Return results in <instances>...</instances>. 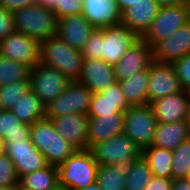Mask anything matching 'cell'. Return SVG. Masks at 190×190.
I'll return each instance as SVG.
<instances>
[{
    "mask_svg": "<svg viewBox=\"0 0 190 190\" xmlns=\"http://www.w3.org/2000/svg\"><path fill=\"white\" fill-rule=\"evenodd\" d=\"M54 190H71L69 188H66V187H61V186H58L56 189Z\"/></svg>",
    "mask_w": 190,
    "mask_h": 190,
    "instance_id": "obj_49",
    "label": "cell"
},
{
    "mask_svg": "<svg viewBox=\"0 0 190 190\" xmlns=\"http://www.w3.org/2000/svg\"><path fill=\"white\" fill-rule=\"evenodd\" d=\"M0 190H17V185L0 186Z\"/></svg>",
    "mask_w": 190,
    "mask_h": 190,
    "instance_id": "obj_47",
    "label": "cell"
},
{
    "mask_svg": "<svg viewBox=\"0 0 190 190\" xmlns=\"http://www.w3.org/2000/svg\"><path fill=\"white\" fill-rule=\"evenodd\" d=\"M159 9L160 6L155 0H139L122 13L121 24L141 38L149 29Z\"/></svg>",
    "mask_w": 190,
    "mask_h": 190,
    "instance_id": "obj_22",
    "label": "cell"
},
{
    "mask_svg": "<svg viewBox=\"0 0 190 190\" xmlns=\"http://www.w3.org/2000/svg\"><path fill=\"white\" fill-rule=\"evenodd\" d=\"M157 124L150 104L131 106L125 111L124 133L141 150L151 146Z\"/></svg>",
    "mask_w": 190,
    "mask_h": 190,
    "instance_id": "obj_9",
    "label": "cell"
},
{
    "mask_svg": "<svg viewBox=\"0 0 190 190\" xmlns=\"http://www.w3.org/2000/svg\"><path fill=\"white\" fill-rule=\"evenodd\" d=\"M125 112L101 117H89L87 149L108 140L115 135L124 133Z\"/></svg>",
    "mask_w": 190,
    "mask_h": 190,
    "instance_id": "obj_23",
    "label": "cell"
},
{
    "mask_svg": "<svg viewBox=\"0 0 190 190\" xmlns=\"http://www.w3.org/2000/svg\"><path fill=\"white\" fill-rule=\"evenodd\" d=\"M152 177L151 169L147 161L141 155L129 165L125 190H145Z\"/></svg>",
    "mask_w": 190,
    "mask_h": 190,
    "instance_id": "obj_31",
    "label": "cell"
},
{
    "mask_svg": "<svg viewBox=\"0 0 190 190\" xmlns=\"http://www.w3.org/2000/svg\"><path fill=\"white\" fill-rule=\"evenodd\" d=\"M79 82L93 93H98L116 83L114 68L102 59H84Z\"/></svg>",
    "mask_w": 190,
    "mask_h": 190,
    "instance_id": "obj_21",
    "label": "cell"
},
{
    "mask_svg": "<svg viewBox=\"0 0 190 190\" xmlns=\"http://www.w3.org/2000/svg\"><path fill=\"white\" fill-rule=\"evenodd\" d=\"M19 183L31 190H54L59 186L58 168L48 164L22 176Z\"/></svg>",
    "mask_w": 190,
    "mask_h": 190,
    "instance_id": "obj_28",
    "label": "cell"
},
{
    "mask_svg": "<svg viewBox=\"0 0 190 190\" xmlns=\"http://www.w3.org/2000/svg\"><path fill=\"white\" fill-rule=\"evenodd\" d=\"M30 79L15 81L0 87V109L11 110L24 94L30 90Z\"/></svg>",
    "mask_w": 190,
    "mask_h": 190,
    "instance_id": "obj_33",
    "label": "cell"
},
{
    "mask_svg": "<svg viewBox=\"0 0 190 190\" xmlns=\"http://www.w3.org/2000/svg\"><path fill=\"white\" fill-rule=\"evenodd\" d=\"M5 146H6V143H5L4 138L0 136V155L5 153Z\"/></svg>",
    "mask_w": 190,
    "mask_h": 190,
    "instance_id": "obj_46",
    "label": "cell"
},
{
    "mask_svg": "<svg viewBox=\"0 0 190 190\" xmlns=\"http://www.w3.org/2000/svg\"><path fill=\"white\" fill-rule=\"evenodd\" d=\"M57 132L77 150H86L89 117L83 114H69L51 119Z\"/></svg>",
    "mask_w": 190,
    "mask_h": 190,
    "instance_id": "obj_17",
    "label": "cell"
},
{
    "mask_svg": "<svg viewBox=\"0 0 190 190\" xmlns=\"http://www.w3.org/2000/svg\"><path fill=\"white\" fill-rule=\"evenodd\" d=\"M31 68L0 55V87L15 81L29 80Z\"/></svg>",
    "mask_w": 190,
    "mask_h": 190,
    "instance_id": "obj_32",
    "label": "cell"
},
{
    "mask_svg": "<svg viewBox=\"0 0 190 190\" xmlns=\"http://www.w3.org/2000/svg\"><path fill=\"white\" fill-rule=\"evenodd\" d=\"M30 138L49 165L62 164L77 150L57 132L51 119L46 117L30 125Z\"/></svg>",
    "mask_w": 190,
    "mask_h": 190,
    "instance_id": "obj_3",
    "label": "cell"
},
{
    "mask_svg": "<svg viewBox=\"0 0 190 190\" xmlns=\"http://www.w3.org/2000/svg\"><path fill=\"white\" fill-rule=\"evenodd\" d=\"M98 166L89 149L76 150L57 166L59 186L80 190L93 185L96 182Z\"/></svg>",
    "mask_w": 190,
    "mask_h": 190,
    "instance_id": "obj_5",
    "label": "cell"
},
{
    "mask_svg": "<svg viewBox=\"0 0 190 190\" xmlns=\"http://www.w3.org/2000/svg\"><path fill=\"white\" fill-rule=\"evenodd\" d=\"M17 190H31V189H28L24 186H22L20 183L17 185Z\"/></svg>",
    "mask_w": 190,
    "mask_h": 190,
    "instance_id": "obj_48",
    "label": "cell"
},
{
    "mask_svg": "<svg viewBox=\"0 0 190 190\" xmlns=\"http://www.w3.org/2000/svg\"><path fill=\"white\" fill-rule=\"evenodd\" d=\"M94 30L95 28L82 14L58 19L57 35L79 51L83 49Z\"/></svg>",
    "mask_w": 190,
    "mask_h": 190,
    "instance_id": "obj_18",
    "label": "cell"
},
{
    "mask_svg": "<svg viewBox=\"0 0 190 190\" xmlns=\"http://www.w3.org/2000/svg\"><path fill=\"white\" fill-rule=\"evenodd\" d=\"M129 107L117 81L103 91L93 93L87 115L88 117L107 116L125 112Z\"/></svg>",
    "mask_w": 190,
    "mask_h": 190,
    "instance_id": "obj_19",
    "label": "cell"
},
{
    "mask_svg": "<svg viewBox=\"0 0 190 190\" xmlns=\"http://www.w3.org/2000/svg\"><path fill=\"white\" fill-rule=\"evenodd\" d=\"M15 31L37 40L39 43L57 35L58 18L45 5L35 3L12 12Z\"/></svg>",
    "mask_w": 190,
    "mask_h": 190,
    "instance_id": "obj_2",
    "label": "cell"
},
{
    "mask_svg": "<svg viewBox=\"0 0 190 190\" xmlns=\"http://www.w3.org/2000/svg\"><path fill=\"white\" fill-rule=\"evenodd\" d=\"M10 111L23 123L29 125L45 117V106L31 89L20 98Z\"/></svg>",
    "mask_w": 190,
    "mask_h": 190,
    "instance_id": "obj_26",
    "label": "cell"
},
{
    "mask_svg": "<svg viewBox=\"0 0 190 190\" xmlns=\"http://www.w3.org/2000/svg\"><path fill=\"white\" fill-rule=\"evenodd\" d=\"M20 178L13 161L5 153L0 155V186L18 185Z\"/></svg>",
    "mask_w": 190,
    "mask_h": 190,
    "instance_id": "obj_35",
    "label": "cell"
},
{
    "mask_svg": "<svg viewBox=\"0 0 190 190\" xmlns=\"http://www.w3.org/2000/svg\"><path fill=\"white\" fill-rule=\"evenodd\" d=\"M183 90L190 91V54L172 63Z\"/></svg>",
    "mask_w": 190,
    "mask_h": 190,
    "instance_id": "obj_37",
    "label": "cell"
},
{
    "mask_svg": "<svg viewBox=\"0 0 190 190\" xmlns=\"http://www.w3.org/2000/svg\"><path fill=\"white\" fill-rule=\"evenodd\" d=\"M190 21V5L160 7L149 29L141 37L153 49L160 41Z\"/></svg>",
    "mask_w": 190,
    "mask_h": 190,
    "instance_id": "obj_7",
    "label": "cell"
},
{
    "mask_svg": "<svg viewBox=\"0 0 190 190\" xmlns=\"http://www.w3.org/2000/svg\"><path fill=\"white\" fill-rule=\"evenodd\" d=\"M155 1L159 4L160 7L188 3V0H155Z\"/></svg>",
    "mask_w": 190,
    "mask_h": 190,
    "instance_id": "obj_42",
    "label": "cell"
},
{
    "mask_svg": "<svg viewBox=\"0 0 190 190\" xmlns=\"http://www.w3.org/2000/svg\"><path fill=\"white\" fill-rule=\"evenodd\" d=\"M187 179L190 181V169L188 171Z\"/></svg>",
    "mask_w": 190,
    "mask_h": 190,
    "instance_id": "obj_51",
    "label": "cell"
},
{
    "mask_svg": "<svg viewBox=\"0 0 190 190\" xmlns=\"http://www.w3.org/2000/svg\"><path fill=\"white\" fill-rule=\"evenodd\" d=\"M173 179L153 176L145 190H172Z\"/></svg>",
    "mask_w": 190,
    "mask_h": 190,
    "instance_id": "obj_39",
    "label": "cell"
},
{
    "mask_svg": "<svg viewBox=\"0 0 190 190\" xmlns=\"http://www.w3.org/2000/svg\"><path fill=\"white\" fill-rule=\"evenodd\" d=\"M80 190H102V189L97 184V182H95L93 185H89L85 189H80Z\"/></svg>",
    "mask_w": 190,
    "mask_h": 190,
    "instance_id": "obj_45",
    "label": "cell"
},
{
    "mask_svg": "<svg viewBox=\"0 0 190 190\" xmlns=\"http://www.w3.org/2000/svg\"><path fill=\"white\" fill-rule=\"evenodd\" d=\"M82 15L95 29L115 26L122 20L116 0H83Z\"/></svg>",
    "mask_w": 190,
    "mask_h": 190,
    "instance_id": "obj_20",
    "label": "cell"
},
{
    "mask_svg": "<svg viewBox=\"0 0 190 190\" xmlns=\"http://www.w3.org/2000/svg\"><path fill=\"white\" fill-rule=\"evenodd\" d=\"M148 104L158 98L183 91L172 63L153 61L148 69Z\"/></svg>",
    "mask_w": 190,
    "mask_h": 190,
    "instance_id": "obj_12",
    "label": "cell"
},
{
    "mask_svg": "<svg viewBox=\"0 0 190 190\" xmlns=\"http://www.w3.org/2000/svg\"><path fill=\"white\" fill-rule=\"evenodd\" d=\"M37 3L45 5L47 8L53 11V0H35Z\"/></svg>",
    "mask_w": 190,
    "mask_h": 190,
    "instance_id": "obj_44",
    "label": "cell"
},
{
    "mask_svg": "<svg viewBox=\"0 0 190 190\" xmlns=\"http://www.w3.org/2000/svg\"><path fill=\"white\" fill-rule=\"evenodd\" d=\"M40 62L58 69L70 81L80 78L84 57L58 35L40 43Z\"/></svg>",
    "mask_w": 190,
    "mask_h": 190,
    "instance_id": "obj_4",
    "label": "cell"
},
{
    "mask_svg": "<svg viewBox=\"0 0 190 190\" xmlns=\"http://www.w3.org/2000/svg\"><path fill=\"white\" fill-rule=\"evenodd\" d=\"M31 90L46 107L68 86L70 80L58 69L38 62L30 72Z\"/></svg>",
    "mask_w": 190,
    "mask_h": 190,
    "instance_id": "obj_10",
    "label": "cell"
},
{
    "mask_svg": "<svg viewBox=\"0 0 190 190\" xmlns=\"http://www.w3.org/2000/svg\"><path fill=\"white\" fill-rule=\"evenodd\" d=\"M153 176L172 179V150L150 146L142 150Z\"/></svg>",
    "mask_w": 190,
    "mask_h": 190,
    "instance_id": "obj_27",
    "label": "cell"
},
{
    "mask_svg": "<svg viewBox=\"0 0 190 190\" xmlns=\"http://www.w3.org/2000/svg\"><path fill=\"white\" fill-rule=\"evenodd\" d=\"M188 125L190 127V106H189V112H188V119H187Z\"/></svg>",
    "mask_w": 190,
    "mask_h": 190,
    "instance_id": "obj_50",
    "label": "cell"
},
{
    "mask_svg": "<svg viewBox=\"0 0 190 190\" xmlns=\"http://www.w3.org/2000/svg\"><path fill=\"white\" fill-rule=\"evenodd\" d=\"M153 61V49L140 38L113 66L116 81L124 80L139 71L149 69Z\"/></svg>",
    "mask_w": 190,
    "mask_h": 190,
    "instance_id": "obj_14",
    "label": "cell"
},
{
    "mask_svg": "<svg viewBox=\"0 0 190 190\" xmlns=\"http://www.w3.org/2000/svg\"><path fill=\"white\" fill-rule=\"evenodd\" d=\"M172 153V179L187 178L190 169V139L183 141Z\"/></svg>",
    "mask_w": 190,
    "mask_h": 190,
    "instance_id": "obj_34",
    "label": "cell"
},
{
    "mask_svg": "<svg viewBox=\"0 0 190 190\" xmlns=\"http://www.w3.org/2000/svg\"><path fill=\"white\" fill-rule=\"evenodd\" d=\"M130 164L99 165L96 182L102 190H125L126 175Z\"/></svg>",
    "mask_w": 190,
    "mask_h": 190,
    "instance_id": "obj_29",
    "label": "cell"
},
{
    "mask_svg": "<svg viewBox=\"0 0 190 190\" xmlns=\"http://www.w3.org/2000/svg\"><path fill=\"white\" fill-rule=\"evenodd\" d=\"M187 54H190V21L153 48L154 60L163 63H173Z\"/></svg>",
    "mask_w": 190,
    "mask_h": 190,
    "instance_id": "obj_16",
    "label": "cell"
},
{
    "mask_svg": "<svg viewBox=\"0 0 190 190\" xmlns=\"http://www.w3.org/2000/svg\"><path fill=\"white\" fill-rule=\"evenodd\" d=\"M14 31L12 12L0 6V41Z\"/></svg>",
    "mask_w": 190,
    "mask_h": 190,
    "instance_id": "obj_38",
    "label": "cell"
},
{
    "mask_svg": "<svg viewBox=\"0 0 190 190\" xmlns=\"http://www.w3.org/2000/svg\"><path fill=\"white\" fill-rule=\"evenodd\" d=\"M187 139H190V127L187 120L173 123H158L151 146L175 150Z\"/></svg>",
    "mask_w": 190,
    "mask_h": 190,
    "instance_id": "obj_24",
    "label": "cell"
},
{
    "mask_svg": "<svg viewBox=\"0 0 190 190\" xmlns=\"http://www.w3.org/2000/svg\"><path fill=\"white\" fill-rule=\"evenodd\" d=\"M5 154L13 161L19 178L48 165L45 156L32 144L31 139L6 142Z\"/></svg>",
    "mask_w": 190,
    "mask_h": 190,
    "instance_id": "obj_13",
    "label": "cell"
},
{
    "mask_svg": "<svg viewBox=\"0 0 190 190\" xmlns=\"http://www.w3.org/2000/svg\"><path fill=\"white\" fill-rule=\"evenodd\" d=\"M0 55L32 68L40 62V43L23 32L14 31L0 41Z\"/></svg>",
    "mask_w": 190,
    "mask_h": 190,
    "instance_id": "obj_11",
    "label": "cell"
},
{
    "mask_svg": "<svg viewBox=\"0 0 190 190\" xmlns=\"http://www.w3.org/2000/svg\"><path fill=\"white\" fill-rule=\"evenodd\" d=\"M83 0H53V12L57 18L82 14Z\"/></svg>",
    "mask_w": 190,
    "mask_h": 190,
    "instance_id": "obj_36",
    "label": "cell"
},
{
    "mask_svg": "<svg viewBox=\"0 0 190 190\" xmlns=\"http://www.w3.org/2000/svg\"><path fill=\"white\" fill-rule=\"evenodd\" d=\"M140 37L127 26L95 29L81 50L84 59H102L114 66Z\"/></svg>",
    "mask_w": 190,
    "mask_h": 190,
    "instance_id": "obj_1",
    "label": "cell"
},
{
    "mask_svg": "<svg viewBox=\"0 0 190 190\" xmlns=\"http://www.w3.org/2000/svg\"><path fill=\"white\" fill-rule=\"evenodd\" d=\"M148 81V69L139 71L129 78L118 81L122 93L130 107L148 105Z\"/></svg>",
    "mask_w": 190,
    "mask_h": 190,
    "instance_id": "obj_25",
    "label": "cell"
},
{
    "mask_svg": "<svg viewBox=\"0 0 190 190\" xmlns=\"http://www.w3.org/2000/svg\"><path fill=\"white\" fill-rule=\"evenodd\" d=\"M139 0H116L117 5L121 13H123L127 8L131 6V4L136 3Z\"/></svg>",
    "mask_w": 190,
    "mask_h": 190,
    "instance_id": "obj_43",
    "label": "cell"
},
{
    "mask_svg": "<svg viewBox=\"0 0 190 190\" xmlns=\"http://www.w3.org/2000/svg\"><path fill=\"white\" fill-rule=\"evenodd\" d=\"M89 150L97 164L102 166L130 164L142 155V150L125 133L99 142Z\"/></svg>",
    "mask_w": 190,
    "mask_h": 190,
    "instance_id": "obj_6",
    "label": "cell"
},
{
    "mask_svg": "<svg viewBox=\"0 0 190 190\" xmlns=\"http://www.w3.org/2000/svg\"><path fill=\"white\" fill-rule=\"evenodd\" d=\"M0 136L6 142L17 139H31L30 125L19 120L10 110H1Z\"/></svg>",
    "mask_w": 190,
    "mask_h": 190,
    "instance_id": "obj_30",
    "label": "cell"
},
{
    "mask_svg": "<svg viewBox=\"0 0 190 190\" xmlns=\"http://www.w3.org/2000/svg\"><path fill=\"white\" fill-rule=\"evenodd\" d=\"M172 190H190V181L187 178L174 179Z\"/></svg>",
    "mask_w": 190,
    "mask_h": 190,
    "instance_id": "obj_41",
    "label": "cell"
},
{
    "mask_svg": "<svg viewBox=\"0 0 190 190\" xmlns=\"http://www.w3.org/2000/svg\"><path fill=\"white\" fill-rule=\"evenodd\" d=\"M157 123H173L188 119L190 94L183 90L150 103Z\"/></svg>",
    "mask_w": 190,
    "mask_h": 190,
    "instance_id": "obj_15",
    "label": "cell"
},
{
    "mask_svg": "<svg viewBox=\"0 0 190 190\" xmlns=\"http://www.w3.org/2000/svg\"><path fill=\"white\" fill-rule=\"evenodd\" d=\"M35 3H37L35 0H0V6L10 12H14L26 6L34 5Z\"/></svg>",
    "mask_w": 190,
    "mask_h": 190,
    "instance_id": "obj_40",
    "label": "cell"
},
{
    "mask_svg": "<svg viewBox=\"0 0 190 190\" xmlns=\"http://www.w3.org/2000/svg\"><path fill=\"white\" fill-rule=\"evenodd\" d=\"M93 92L78 80L70 81L65 90L45 107V117L69 115L72 113L87 115Z\"/></svg>",
    "mask_w": 190,
    "mask_h": 190,
    "instance_id": "obj_8",
    "label": "cell"
}]
</instances>
